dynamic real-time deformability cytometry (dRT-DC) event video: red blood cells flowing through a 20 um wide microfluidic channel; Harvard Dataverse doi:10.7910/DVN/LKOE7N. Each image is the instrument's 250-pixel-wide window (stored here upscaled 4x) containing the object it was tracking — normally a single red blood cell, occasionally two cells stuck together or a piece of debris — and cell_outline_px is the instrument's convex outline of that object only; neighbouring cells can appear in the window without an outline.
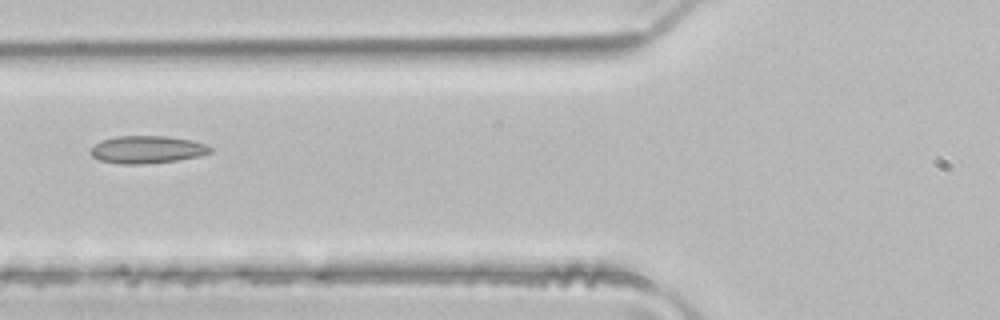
{"species": "common noctule bat (a hibernating species)", "species_latin": "Nyctalus noctula", "temperature_condition": "room temperature", "stored_images_in_passage": 4, "camera_frame_rate_fps": 3000, "um_per_image_px": 0.085, "animal": {"sex": "male", "body_mass_g": 21.5, "forearm_length_mm": 52.0}, "frame": {"image": 1, "passage_image": 4, "time_ms": 1.0, "image_size_px": [1000, 320], "cell_outline_px": [[212, 152], [200, 156], [176, 160], [144, 164], [120, 164], [100, 160], [92, 156], [88, 152], [88, 148], [100, 140], [116, 136], [164, 136], [192, 140], [208, 144], [212, 148]], "centroid_in_image_um": [12.47, 12.71], "position_along_channel_um": 113.3, "area_um2": 19.48}}